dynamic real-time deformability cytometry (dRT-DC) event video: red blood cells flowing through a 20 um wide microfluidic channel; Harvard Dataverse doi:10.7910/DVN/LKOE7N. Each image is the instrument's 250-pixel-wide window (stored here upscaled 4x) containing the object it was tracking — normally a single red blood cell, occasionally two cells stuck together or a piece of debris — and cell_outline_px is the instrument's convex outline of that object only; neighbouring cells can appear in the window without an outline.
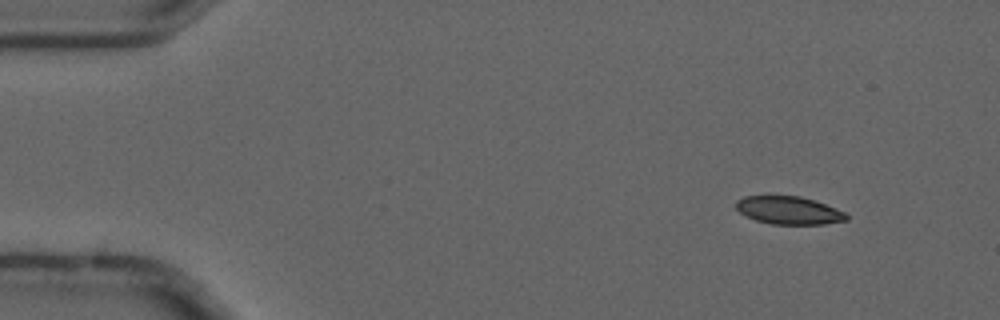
{"species": "common noctule bat (a hibernating species)", "species_latin": "Nyctalus noctula", "temperature_condition": "cold", "stored_images_in_passage": 6, "camera_frame_rate_fps": 3000, "um_per_image_px": 0.085, "animal": {"sex": "male", "forearm_length_mm": 52.5}, "frame": {"image": 1, "passage_image": 2, "time_ms": 0.333, "image_size_px": [1000, 320], "cell_outline_px": [[848, 220], [824, 224], [772, 224], [756, 220], [740, 212], [736, 208], [736, 200], [744, 196], [800, 196], [836, 208], [844, 212], [848, 216]], "centroid_in_image_um": [67.05, 17.88], "position_along_channel_um": 18.0, "area_um2": 17.74}}
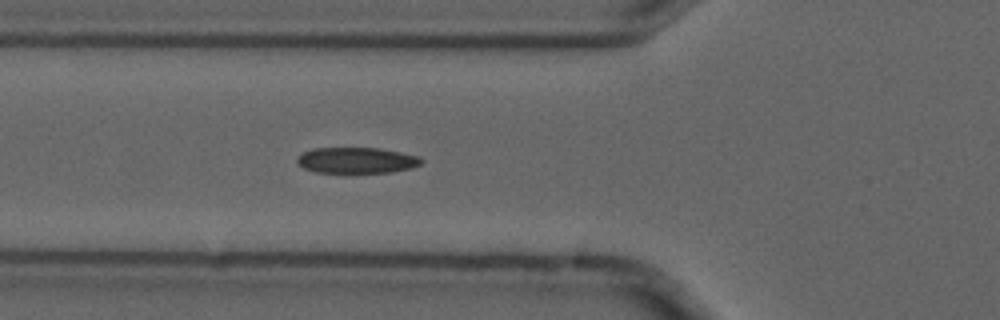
{"frame": {"image": 2, "passage_image": 6, "time_ms": 1.667, "image_size_px": [1000, 320], "cell_outline_px": [[424, 160], [420, 164], [412, 168], [392, 172], [316, 172], [304, 168], [296, 160], [296, 156], [312, 148], [380, 148], [420, 156]], "centroid_in_image_um": [30.34, 13.62], "position_along_channel_um": 95.5, "area_um2": 18.73}}